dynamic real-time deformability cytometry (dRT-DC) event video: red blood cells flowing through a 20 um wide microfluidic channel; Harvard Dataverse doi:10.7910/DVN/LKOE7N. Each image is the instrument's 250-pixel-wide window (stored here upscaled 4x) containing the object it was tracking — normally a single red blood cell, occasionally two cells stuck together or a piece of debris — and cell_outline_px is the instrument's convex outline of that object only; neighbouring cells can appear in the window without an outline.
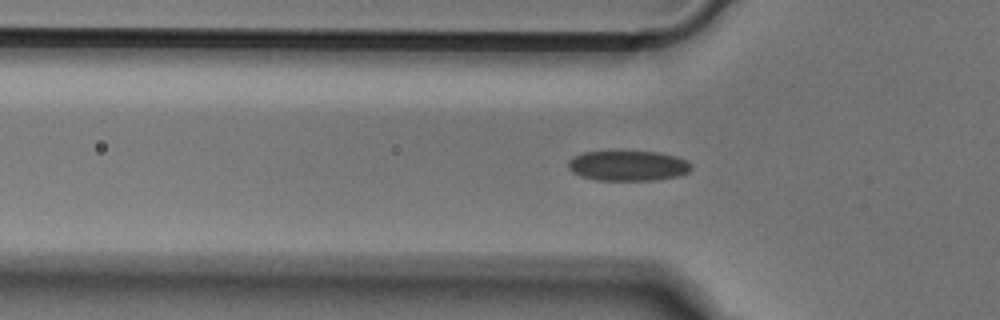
{"species": "Egyptian fruit bat (a non-hibernating species)", "species_latin": "Rousettus aegyptiacus", "temperature_condition": "cold", "stored_images_in_passage": 46, "camera_frame_rate_fps": 3000, "um_per_image_px": 0.085, "animal": {"sex": "male"}, "frame": {"image": 1, "passage_image": 10, "time_ms": 3.0, "image_size_px": [1000, 320], "cell_outline_px": [[692, 168], [688, 172], [676, 176], [652, 180], [596, 180], [580, 176], [572, 172], [568, 168], [568, 160], [572, 156], [584, 152], [620, 148], [660, 152], [676, 156], [688, 160], [692, 164]], "centroid_in_image_um": [53.34, 14.02], "position_along_channel_um": 72.5, "area_um2": 22.77}}
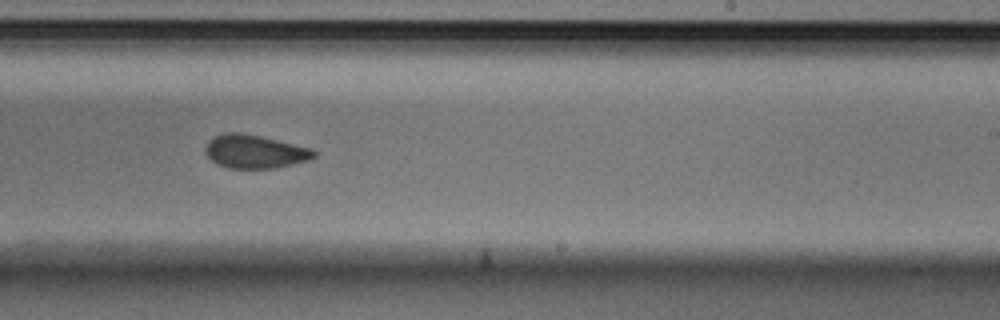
{"frame": {"image": 2, "passage_image": 25, "time_ms": 8.0, "image_size_px": [1000, 320], "cell_outline_px": [[316, 156], [308, 160], [276, 168], [228, 168], [212, 160], [208, 156], [204, 148], [208, 140], [224, 132], [240, 132], [260, 136], [312, 148], [316, 152]], "centroid_in_image_um": [21.66, 12.87], "position_along_channel_um": 267.3, "area_um2": 21.04}}
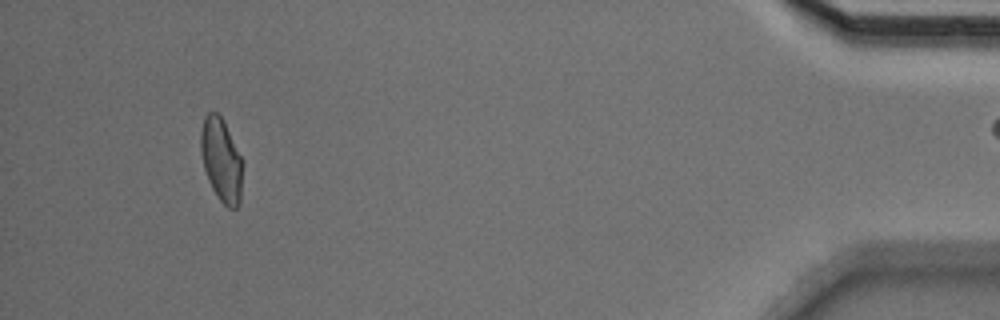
{"frame": {"image": 3, "passage_image": 42, "time_ms": 13.667, "image_size_px": [1000, 320], "cell_outline_px": [[244, 164], [240, 204], [236, 208], [228, 208], [220, 200], [212, 188], [208, 180], [204, 168], [200, 152], [200, 132], [204, 116], [208, 112], [216, 112], [224, 120]], "centroid_in_image_um": [18.82, 13.61], "position_along_channel_um": 416.4, "area_um2": 20.69}}